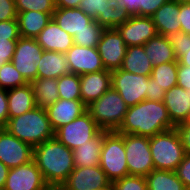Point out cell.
Returning <instances> with one entry per match:
<instances>
[{"mask_svg":"<svg viewBox=\"0 0 190 190\" xmlns=\"http://www.w3.org/2000/svg\"><path fill=\"white\" fill-rule=\"evenodd\" d=\"M168 110L164 102L144 100L128 107L119 134H133L151 138L154 135L173 129Z\"/></svg>","mask_w":190,"mask_h":190,"instance_id":"cell-1","label":"cell"},{"mask_svg":"<svg viewBox=\"0 0 190 190\" xmlns=\"http://www.w3.org/2000/svg\"><path fill=\"white\" fill-rule=\"evenodd\" d=\"M33 160L51 189H59L75 168L72 150L55 137L33 148Z\"/></svg>","mask_w":190,"mask_h":190,"instance_id":"cell-2","label":"cell"},{"mask_svg":"<svg viewBox=\"0 0 190 190\" xmlns=\"http://www.w3.org/2000/svg\"><path fill=\"white\" fill-rule=\"evenodd\" d=\"M4 128L32 148L54 138V130L51 127L46 109L37 106L20 116L8 119Z\"/></svg>","mask_w":190,"mask_h":190,"instance_id":"cell-3","label":"cell"},{"mask_svg":"<svg viewBox=\"0 0 190 190\" xmlns=\"http://www.w3.org/2000/svg\"><path fill=\"white\" fill-rule=\"evenodd\" d=\"M87 112L104 131H117L124 120L128 106L121 95L112 87L98 100L91 102Z\"/></svg>","mask_w":190,"mask_h":190,"instance_id":"cell-4","label":"cell"},{"mask_svg":"<svg viewBox=\"0 0 190 190\" xmlns=\"http://www.w3.org/2000/svg\"><path fill=\"white\" fill-rule=\"evenodd\" d=\"M150 151L155 170L175 171L185 155L175 128L151 137Z\"/></svg>","mask_w":190,"mask_h":190,"instance_id":"cell-5","label":"cell"},{"mask_svg":"<svg viewBox=\"0 0 190 190\" xmlns=\"http://www.w3.org/2000/svg\"><path fill=\"white\" fill-rule=\"evenodd\" d=\"M100 167L111 183L129 175L124 146V134L111 131L104 136Z\"/></svg>","mask_w":190,"mask_h":190,"instance_id":"cell-6","label":"cell"},{"mask_svg":"<svg viewBox=\"0 0 190 190\" xmlns=\"http://www.w3.org/2000/svg\"><path fill=\"white\" fill-rule=\"evenodd\" d=\"M124 146L129 175L146 177L154 170L150 138L124 134Z\"/></svg>","mask_w":190,"mask_h":190,"instance_id":"cell-7","label":"cell"},{"mask_svg":"<svg viewBox=\"0 0 190 190\" xmlns=\"http://www.w3.org/2000/svg\"><path fill=\"white\" fill-rule=\"evenodd\" d=\"M78 8L104 29L116 28L131 17V13L115 0H81Z\"/></svg>","mask_w":190,"mask_h":190,"instance_id":"cell-8","label":"cell"},{"mask_svg":"<svg viewBox=\"0 0 190 190\" xmlns=\"http://www.w3.org/2000/svg\"><path fill=\"white\" fill-rule=\"evenodd\" d=\"M101 129L86 111L72 122L58 128L54 137L71 150L94 138Z\"/></svg>","mask_w":190,"mask_h":190,"instance_id":"cell-9","label":"cell"},{"mask_svg":"<svg viewBox=\"0 0 190 190\" xmlns=\"http://www.w3.org/2000/svg\"><path fill=\"white\" fill-rule=\"evenodd\" d=\"M148 77L117 69L111 71L112 88L121 95L126 105L131 107L146 100Z\"/></svg>","mask_w":190,"mask_h":190,"instance_id":"cell-10","label":"cell"},{"mask_svg":"<svg viewBox=\"0 0 190 190\" xmlns=\"http://www.w3.org/2000/svg\"><path fill=\"white\" fill-rule=\"evenodd\" d=\"M43 51L34 38L20 37L17 40L11 62L27 83L38 78L37 68Z\"/></svg>","mask_w":190,"mask_h":190,"instance_id":"cell-11","label":"cell"},{"mask_svg":"<svg viewBox=\"0 0 190 190\" xmlns=\"http://www.w3.org/2000/svg\"><path fill=\"white\" fill-rule=\"evenodd\" d=\"M3 190H51L34 160L9 170Z\"/></svg>","mask_w":190,"mask_h":190,"instance_id":"cell-12","label":"cell"},{"mask_svg":"<svg viewBox=\"0 0 190 190\" xmlns=\"http://www.w3.org/2000/svg\"><path fill=\"white\" fill-rule=\"evenodd\" d=\"M127 47L116 28L103 30L97 49L105 70L114 71L121 68Z\"/></svg>","mask_w":190,"mask_h":190,"instance_id":"cell-13","label":"cell"},{"mask_svg":"<svg viewBox=\"0 0 190 190\" xmlns=\"http://www.w3.org/2000/svg\"><path fill=\"white\" fill-rule=\"evenodd\" d=\"M33 160V148L0 128V161L9 169L24 165Z\"/></svg>","mask_w":190,"mask_h":190,"instance_id":"cell-14","label":"cell"},{"mask_svg":"<svg viewBox=\"0 0 190 190\" xmlns=\"http://www.w3.org/2000/svg\"><path fill=\"white\" fill-rule=\"evenodd\" d=\"M97 188H112L111 182L100 165L75 167L58 190H94Z\"/></svg>","mask_w":190,"mask_h":190,"instance_id":"cell-15","label":"cell"},{"mask_svg":"<svg viewBox=\"0 0 190 190\" xmlns=\"http://www.w3.org/2000/svg\"><path fill=\"white\" fill-rule=\"evenodd\" d=\"M125 44L141 46L157 35L155 24L151 17L131 15V17L116 27Z\"/></svg>","mask_w":190,"mask_h":190,"instance_id":"cell-16","label":"cell"},{"mask_svg":"<svg viewBox=\"0 0 190 190\" xmlns=\"http://www.w3.org/2000/svg\"><path fill=\"white\" fill-rule=\"evenodd\" d=\"M71 73L83 75L105 70L97 47L73 45L66 53Z\"/></svg>","mask_w":190,"mask_h":190,"instance_id":"cell-17","label":"cell"},{"mask_svg":"<svg viewBox=\"0 0 190 190\" xmlns=\"http://www.w3.org/2000/svg\"><path fill=\"white\" fill-rule=\"evenodd\" d=\"M87 106L81 100L58 99L46 108L48 119L54 132L85 113Z\"/></svg>","mask_w":190,"mask_h":190,"instance_id":"cell-18","label":"cell"},{"mask_svg":"<svg viewBox=\"0 0 190 190\" xmlns=\"http://www.w3.org/2000/svg\"><path fill=\"white\" fill-rule=\"evenodd\" d=\"M112 87L111 71L102 70L80 75L81 101L88 106Z\"/></svg>","mask_w":190,"mask_h":190,"instance_id":"cell-19","label":"cell"},{"mask_svg":"<svg viewBox=\"0 0 190 190\" xmlns=\"http://www.w3.org/2000/svg\"><path fill=\"white\" fill-rule=\"evenodd\" d=\"M35 39L43 50L63 54L74 45L73 37L61 29L53 18Z\"/></svg>","mask_w":190,"mask_h":190,"instance_id":"cell-20","label":"cell"},{"mask_svg":"<svg viewBox=\"0 0 190 190\" xmlns=\"http://www.w3.org/2000/svg\"><path fill=\"white\" fill-rule=\"evenodd\" d=\"M171 122L176 126L190 120V92L175 86L167 90L163 100Z\"/></svg>","mask_w":190,"mask_h":190,"instance_id":"cell-21","label":"cell"},{"mask_svg":"<svg viewBox=\"0 0 190 190\" xmlns=\"http://www.w3.org/2000/svg\"><path fill=\"white\" fill-rule=\"evenodd\" d=\"M52 18L59 27L72 37L84 29H90L95 20L86 15L80 8H56Z\"/></svg>","mask_w":190,"mask_h":190,"instance_id":"cell-22","label":"cell"},{"mask_svg":"<svg viewBox=\"0 0 190 190\" xmlns=\"http://www.w3.org/2000/svg\"><path fill=\"white\" fill-rule=\"evenodd\" d=\"M179 2L169 0L163 4L152 16L157 34L168 36L171 33L181 32L179 21Z\"/></svg>","mask_w":190,"mask_h":190,"instance_id":"cell-23","label":"cell"},{"mask_svg":"<svg viewBox=\"0 0 190 190\" xmlns=\"http://www.w3.org/2000/svg\"><path fill=\"white\" fill-rule=\"evenodd\" d=\"M109 131L101 130L94 138L72 150L75 167L100 165L101 149L104 136Z\"/></svg>","mask_w":190,"mask_h":190,"instance_id":"cell-24","label":"cell"},{"mask_svg":"<svg viewBox=\"0 0 190 190\" xmlns=\"http://www.w3.org/2000/svg\"><path fill=\"white\" fill-rule=\"evenodd\" d=\"M9 119L20 116L36 107L30 83L7 90Z\"/></svg>","mask_w":190,"mask_h":190,"instance_id":"cell-25","label":"cell"},{"mask_svg":"<svg viewBox=\"0 0 190 190\" xmlns=\"http://www.w3.org/2000/svg\"><path fill=\"white\" fill-rule=\"evenodd\" d=\"M37 70L38 78L58 79L63 75L71 73L65 54L45 50L42 53Z\"/></svg>","mask_w":190,"mask_h":190,"instance_id":"cell-26","label":"cell"},{"mask_svg":"<svg viewBox=\"0 0 190 190\" xmlns=\"http://www.w3.org/2000/svg\"><path fill=\"white\" fill-rule=\"evenodd\" d=\"M143 46L147 58L151 61L153 67L162 63L177 61L174 48L166 36L157 34Z\"/></svg>","mask_w":190,"mask_h":190,"instance_id":"cell-27","label":"cell"},{"mask_svg":"<svg viewBox=\"0 0 190 190\" xmlns=\"http://www.w3.org/2000/svg\"><path fill=\"white\" fill-rule=\"evenodd\" d=\"M53 14L39 11L19 12L17 15L21 37L36 38L51 21Z\"/></svg>","mask_w":190,"mask_h":190,"instance_id":"cell-28","label":"cell"},{"mask_svg":"<svg viewBox=\"0 0 190 190\" xmlns=\"http://www.w3.org/2000/svg\"><path fill=\"white\" fill-rule=\"evenodd\" d=\"M120 69L129 73L151 76L153 65L147 58L143 45L130 46L127 47Z\"/></svg>","mask_w":190,"mask_h":190,"instance_id":"cell-29","label":"cell"},{"mask_svg":"<svg viewBox=\"0 0 190 190\" xmlns=\"http://www.w3.org/2000/svg\"><path fill=\"white\" fill-rule=\"evenodd\" d=\"M37 107L46 109L59 99L55 78H37L31 83Z\"/></svg>","mask_w":190,"mask_h":190,"instance_id":"cell-30","label":"cell"},{"mask_svg":"<svg viewBox=\"0 0 190 190\" xmlns=\"http://www.w3.org/2000/svg\"><path fill=\"white\" fill-rule=\"evenodd\" d=\"M145 178L148 190H186L175 171L154 169Z\"/></svg>","mask_w":190,"mask_h":190,"instance_id":"cell-31","label":"cell"},{"mask_svg":"<svg viewBox=\"0 0 190 190\" xmlns=\"http://www.w3.org/2000/svg\"><path fill=\"white\" fill-rule=\"evenodd\" d=\"M177 68L178 61L162 63L153 67L150 77L155 80L159 87L167 91L177 86Z\"/></svg>","mask_w":190,"mask_h":190,"instance_id":"cell-32","label":"cell"},{"mask_svg":"<svg viewBox=\"0 0 190 190\" xmlns=\"http://www.w3.org/2000/svg\"><path fill=\"white\" fill-rule=\"evenodd\" d=\"M59 99L81 100L80 75L70 73L57 79Z\"/></svg>","mask_w":190,"mask_h":190,"instance_id":"cell-33","label":"cell"},{"mask_svg":"<svg viewBox=\"0 0 190 190\" xmlns=\"http://www.w3.org/2000/svg\"><path fill=\"white\" fill-rule=\"evenodd\" d=\"M27 82L19 71L14 67L12 62L0 66V88L12 89L26 85Z\"/></svg>","mask_w":190,"mask_h":190,"instance_id":"cell-34","label":"cell"},{"mask_svg":"<svg viewBox=\"0 0 190 190\" xmlns=\"http://www.w3.org/2000/svg\"><path fill=\"white\" fill-rule=\"evenodd\" d=\"M104 28L96 20L90 24V29H84L73 36L75 45L81 47H97Z\"/></svg>","mask_w":190,"mask_h":190,"instance_id":"cell-35","label":"cell"},{"mask_svg":"<svg viewBox=\"0 0 190 190\" xmlns=\"http://www.w3.org/2000/svg\"><path fill=\"white\" fill-rule=\"evenodd\" d=\"M17 13L25 11H39L53 14L56 10L54 0H15Z\"/></svg>","mask_w":190,"mask_h":190,"instance_id":"cell-36","label":"cell"},{"mask_svg":"<svg viewBox=\"0 0 190 190\" xmlns=\"http://www.w3.org/2000/svg\"><path fill=\"white\" fill-rule=\"evenodd\" d=\"M112 190H148L144 176L128 175L111 183Z\"/></svg>","mask_w":190,"mask_h":190,"instance_id":"cell-37","label":"cell"},{"mask_svg":"<svg viewBox=\"0 0 190 190\" xmlns=\"http://www.w3.org/2000/svg\"><path fill=\"white\" fill-rule=\"evenodd\" d=\"M20 37L17 19L0 21V41L6 39H19Z\"/></svg>","mask_w":190,"mask_h":190,"instance_id":"cell-38","label":"cell"},{"mask_svg":"<svg viewBox=\"0 0 190 190\" xmlns=\"http://www.w3.org/2000/svg\"><path fill=\"white\" fill-rule=\"evenodd\" d=\"M18 39H6L0 41V66L12 60Z\"/></svg>","mask_w":190,"mask_h":190,"instance_id":"cell-39","label":"cell"},{"mask_svg":"<svg viewBox=\"0 0 190 190\" xmlns=\"http://www.w3.org/2000/svg\"><path fill=\"white\" fill-rule=\"evenodd\" d=\"M169 0H143L134 15L151 17L163 4Z\"/></svg>","mask_w":190,"mask_h":190,"instance_id":"cell-40","label":"cell"},{"mask_svg":"<svg viewBox=\"0 0 190 190\" xmlns=\"http://www.w3.org/2000/svg\"><path fill=\"white\" fill-rule=\"evenodd\" d=\"M177 177L183 182L186 189H190V154H185L183 160L175 170Z\"/></svg>","mask_w":190,"mask_h":190,"instance_id":"cell-41","label":"cell"},{"mask_svg":"<svg viewBox=\"0 0 190 190\" xmlns=\"http://www.w3.org/2000/svg\"><path fill=\"white\" fill-rule=\"evenodd\" d=\"M166 37L173 46L174 50H186L190 48V34L176 32L171 33Z\"/></svg>","mask_w":190,"mask_h":190,"instance_id":"cell-42","label":"cell"},{"mask_svg":"<svg viewBox=\"0 0 190 190\" xmlns=\"http://www.w3.org/2000/svg\"><path fill=\"white\" fill-rule=\"evenodd\" d=\"M15 0H0V21L17 19Z\"/></svg>","mask_w":190,"mask_h":190,"instance_id":"cell-43","label":"cell"},{"mask_svg":"<svg viewBox=\"0 0 190 190\" xmlns=\"http://www.w3.org/2000/svg\"><path fill=\"white\" fill-rule=\"evenodd\" d=\"M185 154H190V120L182 122L175 126Z\"/></svg>","mask_w":190,"mask_h":190,"instance_id":"cell-44","label":"cell"},{"mask_svg":"<svg viewBox=\"0 0 190 190\" xmlns=\"http://www.w3.org/2000/svg\"><path fill=\"white\" fill-rule=\"evenodd\" d=\"M179 21L181 32L190 34V2L179 3Z\"/></svg>","mask_w":190,"mask_h":190,"instance_id":"cell-45","label":"cell"},{"mask_svg":"<svg viewBox=\"0 0 190 190\" xmlns=\"http://www.w3.org/2000/svg\"><path fill=\"white\" fill-rule=\"evenodd\" d=\"M166 91L159 87L153 78L148 77V94L146 100L162 102L164 100Z\"/></svg>","mask_w":190,"mask_h":190,"instance_id":"cell-46","label":"cell"},{"mask_svg":"<svg viewBox=\"0 0 190 190\" xmlns=\"http://www.w3.org/2000/svg\"><path fill=\"white\" fill-rule=\"evenodd\" d=\"M177 86L190 89V66L179 65L177 68Z\"/></svg>","mask_w":190,"mask_h":190,"instance_id":"cell-47","label":"cell"},{"mask_svg":"<svg viewBox=\"0 0 190 190\" xmlns=\"http://www.w3.org/2000/svg\"><path fill=\"white\" fill-rule=\"evenodd\" d=\"M9 119L7 90L0 88V128H4Z\"/></svg>","mask_w":190,"mask_h":190,"instance_id":"cell-48","label":"cell"},{"mask_svg":"<svg viewBox=\"0 0 190 190\" xmlns=\"http://www.w3.org/2000/svg\"><path fill=\"white\" fill-rule=\"evenodd\" d=\"M115 3L122 5L131 15H134L139 5H143V0H115Z\"/></svg>","mask_w":190,"mask_h":190,"instance_id":"cell-49","label":"cell"},{"mask_svg":"<svg viewBox=\"0 0 190 190\" xmlns=\"http://www.w3.org/2000/svg\"><path fill=\"white\" fill-rule=\"evenodd\" d=\"M174 51L179 65L190 66V48Z\"/></svg>","mask_w":190,"mask_h":190,"instance_id":"cell-50","label":"cell"},{"mask_svg":"<svg viewBox=\"0 0 190 190\" xmlns=\"http://www.w3.org/2000/svg\"><path fill=\"white\" fill-rule=\"evenodd\" d=\"M56 8H78L81 0H54Z\"/></svg>","mask_w":190,"mask_h":190,"instance_id":"cell-51","label":"cell"},{"mask_svg":"<svg viewBox=\"0 0 190 190\" xmlns=\"http://www.w3.org/2000/svg\"><path fill=\"white\" fill-rule=\"evenodd\" d=\"M9 168L0 161V189H3L9 173Z\"/></svg>","mask_w":190,"mask_h":190,"instance_id":"cell-52","label":"cell"},{"mask_svg":"<svg viewBox=\"0 0 190 190\" xmlns=\"http://www.w3.org/2000/svg\"><path fill=\"white\" fill-rule=\"evenodd\" d=\"M174 1H177L179 3H187V2H190V0H174Z\"/></svg>","mask_w":190,"mask_h":190,"instance_id":"cell-53","label":"cell"},{"mask_svg":"<svg viewBox=\"0 0 190 190\" xmlns=\"http://www.w3.org/2000/svg\"><path fill=\"white\" fill-rule=\"evenodd\" d=\"M94 190H112V188H97V189H94Z\"/></svg>","mask_w":190,"mask_h":190,"instance_id":"cell-54","label":"cell"}]
</instances>
